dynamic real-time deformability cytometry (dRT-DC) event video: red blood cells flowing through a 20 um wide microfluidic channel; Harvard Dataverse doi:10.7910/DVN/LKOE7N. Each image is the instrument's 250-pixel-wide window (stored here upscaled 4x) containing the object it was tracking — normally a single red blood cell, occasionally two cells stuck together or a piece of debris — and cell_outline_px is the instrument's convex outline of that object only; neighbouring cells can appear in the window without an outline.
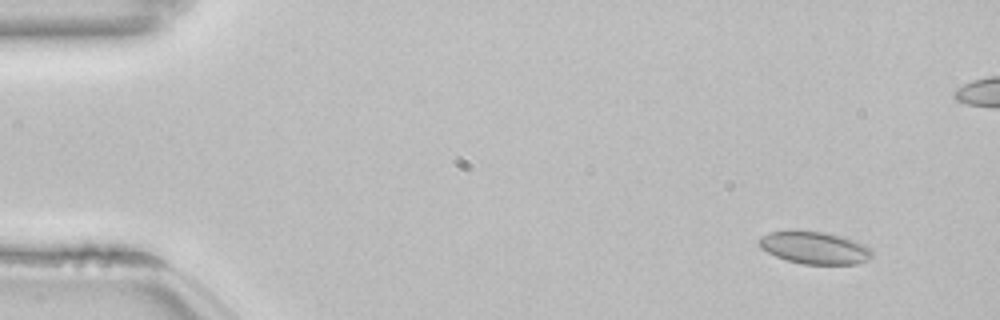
{"species": "common noctule bat (a hibernating species)", "species_latin": "Nyctalus noctula", "temperature_condition": "room temperature", "stored_images_in_passage": 20, "camera_frame_rate_fps": 3000, "um_per_image_px": 0.085, "animal": {"sex": "female", "body_mass_g": 22.7, "forearm_length_mm": 54.2}, "frame": {"image": 1, "passage_image": 1, "time_ms": 0.0, "image_size_px": [1000, 320], "cell_outline_px": [[872, 256], [868, 260], [856, 264], [804, 264], [788, 260], [776, 256], [760, 248], [756, 240], [760, 236], [768, 232], [824, 232], [856, 240], [872, 248]], "centroid_in_image_um": [69.26, 21.07], "position_along_channel_um": 15.7, "area_um2": 21.15}}